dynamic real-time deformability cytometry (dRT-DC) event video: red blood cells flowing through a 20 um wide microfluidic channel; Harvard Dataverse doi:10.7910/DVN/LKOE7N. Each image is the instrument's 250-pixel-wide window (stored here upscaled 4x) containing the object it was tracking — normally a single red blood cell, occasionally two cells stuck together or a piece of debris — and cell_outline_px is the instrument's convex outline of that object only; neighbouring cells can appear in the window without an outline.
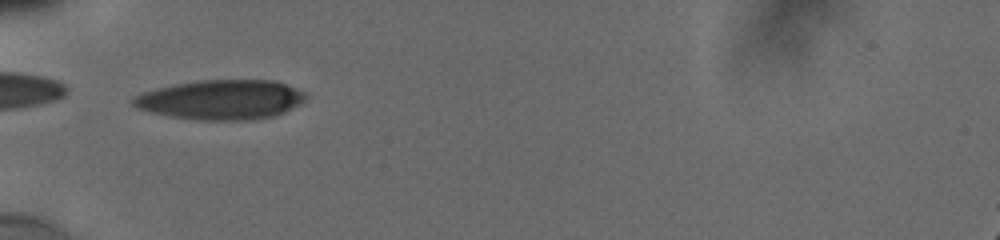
{"species": "human", "species_latin": "Homo sapiens", "temperature_condition": "cold", "stored_images_in_passage": 32, "camera_frame_rate_fps": 3000, "um_per_image_px": 0.085, "donor": {"sex": "male"}, "frame": {"image": 1, "passage_image": 1, "time_ms": 0.0, "image_size_px": [1000, 240], "cell_outline_px": [[308, 96], [300, 104], [284, 112], [272, 116], [248, 120], [200, 120], [172, 116], [152, 112], [136, 108], [132, 104], [132, 100], [136, 96], [144, 92], [176, 84], [200, 80], [272, 80], [284, 84], [304, 92]], "centroid_in_image_um": [18.81, 8.47], "position_along_channel_um": 66.2, "area_um2": 39.36}}
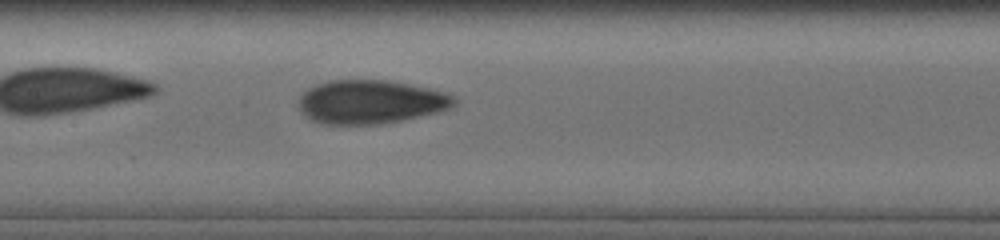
{"frame": {"image": 2, "passage_image": 13, "time_ms": 3.0, "image_size_px": [1000, 240], "cell_outline_px": [[456, 104], [448, 108], [436, 112], [400, 120], [380, 124], [320, 124], [304, 116], [300, 108], [300, 96], [308, 88], [316, 84], [328, 80], [388, 80], [428, 88], [444, 92], [452, 96], [456, 100]], "centroid_in_image_um": [31.45, 8.65], "position_along_channel_um": 175.9, "area_um2": 39.3}}
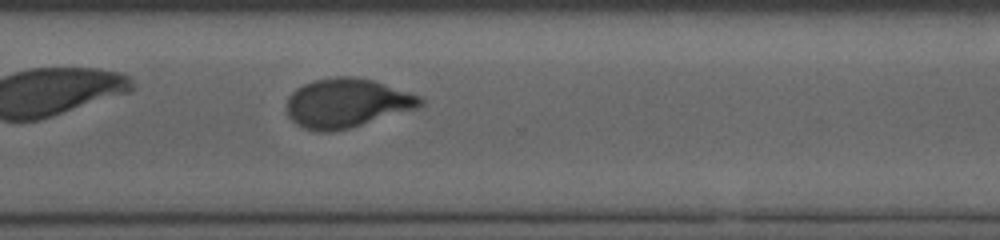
{"frame": {"image": 3, "passage_image": 30, "time_ms": 7.333, "image_size_px": [1000, 240], "cell_outline_px": [[424, 104], [416, 108], [348, 128], [328, 132], [320, 132], [304, 128], [296, 124], [288, 116], [288, 96], [296, 88], [312, 80], [336, 76], [352, 76], [372, 80], [420, 96], [424, 100]], "centroid_in_image_um": [29.44, 8.75], "position_along_channel_um": 341.2, "area_um2": 37.8}}